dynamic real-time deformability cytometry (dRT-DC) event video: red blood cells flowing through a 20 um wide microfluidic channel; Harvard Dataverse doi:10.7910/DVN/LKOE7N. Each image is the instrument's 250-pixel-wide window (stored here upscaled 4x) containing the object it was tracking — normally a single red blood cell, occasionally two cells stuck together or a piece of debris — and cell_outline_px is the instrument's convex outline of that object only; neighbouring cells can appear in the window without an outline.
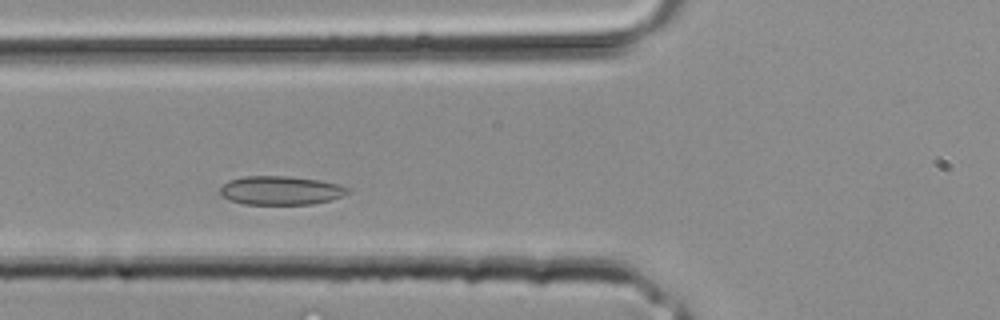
{"species": "common noctule bat (a hibernating species)", "species_latin": "Nyctalus noctula", "temperature_condition": "room temperature", "stored_images_in_passage": 25, "camera_frame_rate_fps": 3000, "um_per_image_px": 0.085, "animal": {"sex": "male", "body_mass_g": 20.4}, "frame": {"image": 1, "passage_image": 6, "time_ms": 1.667, "image_size_px": [1000, 320], "cell_outline_px": [[348, 192], [340, 196], [328, 200], [312, 204], [244, 204], [232, 200], [224, 196], [220, 192], [220, 188], [228, 180], [244, 176], [288, 176], [320, 180], [336, 184], [348, 188]], "centroid_in_image_um": [23.82, 16.18], "position_along_channel_um": 102.0, "area_um2": 21.04}}
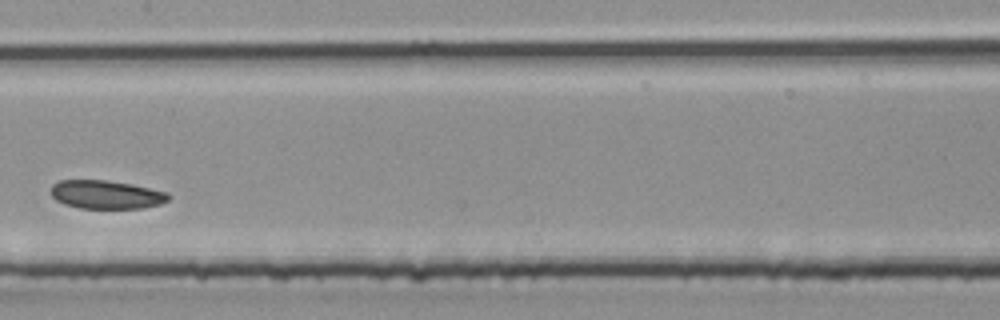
{"frame": {"image": 2, "passage_image": 11, "time_ms": 3.333, "image_size_px": [1000, 320], "cell_outline_px": [[172, 196], [168, 200], [160, 204], [140, 208], [80, 208], [64, 204], [56, 200], [52, 196], [52, 184], [60, 180], [108, 180], [132, 184], [168, 192]], "centroid_in_image_um": [9.05, 16.53], "position_along_channel_um": 198.4, "area_um2": 19.54}}
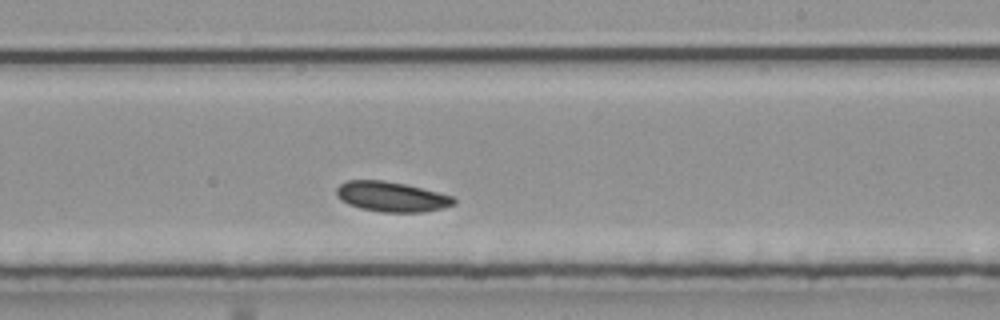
{"frame": {"image": 3, "passage_image": 14, "time_ms": 4.333, "image_size_px": [1000, 320], "cell_outline_px": [[456, 204], [444, 208], [420, 212], [380, 212], [360, 208], [348, 204], [340, 200], [336, 196], [336, 188], [340, 184], [348, 180], [384, 180], [404, 184], [452, 196], [456, 200]], "centroid_in_image_um": [33.25, 16.72], "position_along_channel_um": 255.8, "area_um2": 20.52}}